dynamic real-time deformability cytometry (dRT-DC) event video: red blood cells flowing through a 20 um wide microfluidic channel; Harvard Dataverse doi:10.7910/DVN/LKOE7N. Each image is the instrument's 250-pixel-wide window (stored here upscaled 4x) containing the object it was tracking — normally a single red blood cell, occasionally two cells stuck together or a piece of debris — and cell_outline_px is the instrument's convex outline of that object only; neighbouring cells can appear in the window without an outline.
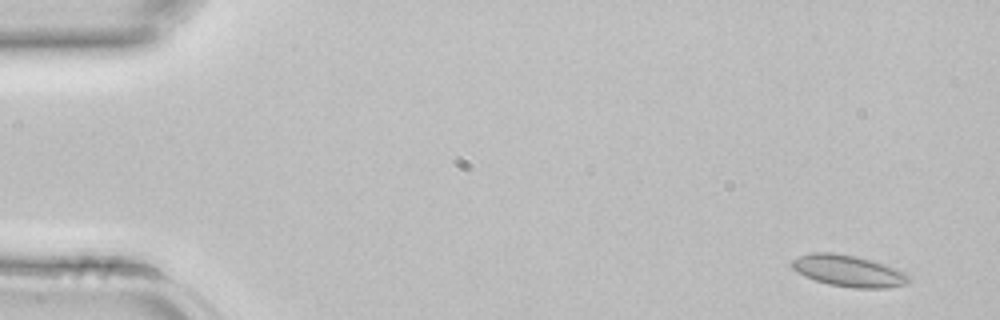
{"species": "common noctule bat (a hibernating species)", "species_latin": "Nyctalus noctula", "temperature_condition": "room temperature", "stored_images_in_passage": 2, "camera_frame_rate_fps": 3000, "um_per_image_px": 0.085, "animal": {"sex": "female", "body_mass_g": 22.7, "forearm_length_mm": 54.2}, "frame": {"image": 1, "passage_image": 1, "time_ms": 0.0, "image_size_px": [1000, 320], "cell_outline_px": [[912, 280], [908, 284], [888, 288], [852, 288], [828, 284], [804, 276], [796, 272], [792, 268], [792, 260], [800, 256], [812, 252], [832, 252], [856, 256], [872, 260], [896, 268], [904, 272]], "centroid_in_image_um": [72.14, 23.03], "position_along_channel_um": 12.9, "area_um2": 21.62}}